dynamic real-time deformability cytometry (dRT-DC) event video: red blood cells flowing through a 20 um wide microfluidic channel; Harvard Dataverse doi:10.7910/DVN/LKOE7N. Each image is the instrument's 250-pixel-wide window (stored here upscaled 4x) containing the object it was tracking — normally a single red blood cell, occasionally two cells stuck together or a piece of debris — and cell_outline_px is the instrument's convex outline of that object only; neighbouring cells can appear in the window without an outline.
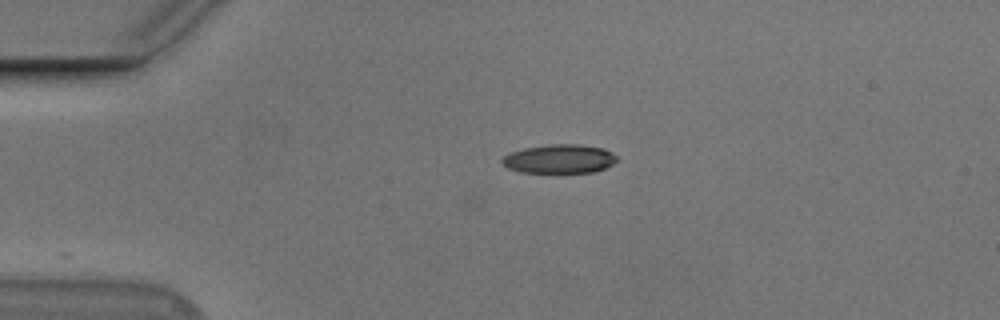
{"species": "Egyptian fruit bat (a non-hibernating species)", "species_latin": "Rousettus aegyptiacus", "temperature_condition": "cold", "stored_images_in_passage": 3, "camera_frame_rate_fps": 3000, "um_per_image_px": 0.085, "animal": {"sex": "male"}, "frame": {"image": 1, "passage_image": 1, "time_ms": 0.0, "image_size_px": [1000, 320], "cell_outline_px": [[620, 160], [604, 168], [592, 172], [520, 172], [508, 168], [500, 164], [500, 160], [504, 156], [512, 152], [524, 148], [552, 144], [576, 144], [604, 148], [612, 152]], "centroid_in_image_um": [47.55, 13.5], "position_along_channel_um": 37.5, "area_um2": 19.31}}